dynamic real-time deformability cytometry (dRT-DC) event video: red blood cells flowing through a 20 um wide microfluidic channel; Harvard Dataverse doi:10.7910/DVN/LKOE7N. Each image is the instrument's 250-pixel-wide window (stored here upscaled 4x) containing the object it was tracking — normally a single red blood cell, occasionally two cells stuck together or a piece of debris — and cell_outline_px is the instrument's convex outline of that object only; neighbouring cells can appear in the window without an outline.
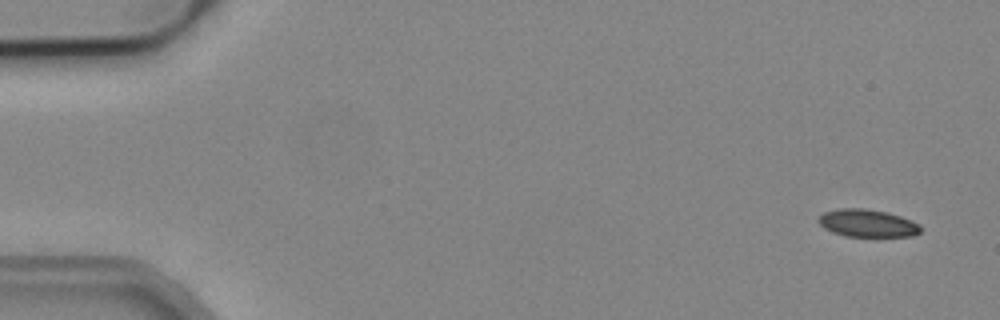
{"species": "common noctule bat (a hibernating species)", "species_latin": "Nyctalus noctula", "temperature_condition": "cold", "stored_images_in_passage": 4, "camera_frame_rate_fps": 3000, "um_per_image_px": 0.085, "animal": {"sex": "male", "body_mass_g": 19.2, "forearm_length_mm": 51.8}, "frame": {"image": 1, "passage_image": 1, "time_ms": 0.0, "image_size_px": [1000, 320], "cell_outline_px": [[920, 232], [912, 236], [844, 236], [832, 232], [824, 228], [816, 220], [824, 212], [840, 208], [864, 208], [884, 212], [900, 216], [912, 220], [920, 224]], "centroid_in_image_um": [73.71, 18.97], "position_along_channel_um": 11.3, "area_um2": 16.36}}
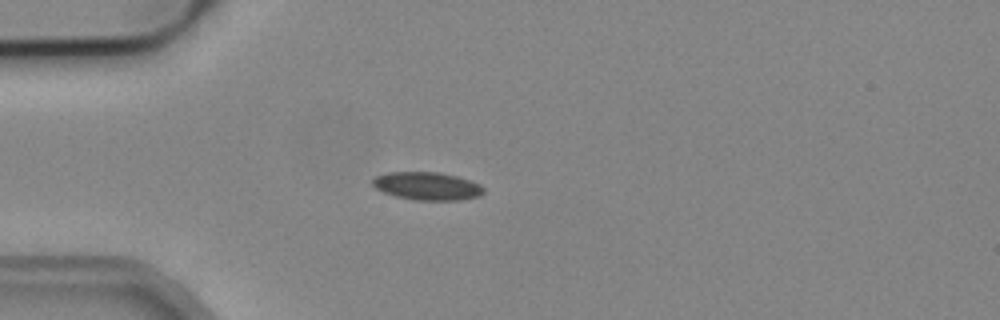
{"frame": {"image": 2, "passage_image": 4, "time_ms": 1.0, "image_size_px": [1000, 320], "cell_outline_px": [[484, 192], [480, 196], [460, 200], [416, 200], [396, 196], [384, 192], [376, 188], [372, 184], [372, 180], [376, 176], [388, 172], [440, 172], [456, 176], [480, 184], [484, 188]], "centroid_in_image_um": [36.32, 15.81], "position_along_channel_um": 48.7, "area_um2": 18.03}}